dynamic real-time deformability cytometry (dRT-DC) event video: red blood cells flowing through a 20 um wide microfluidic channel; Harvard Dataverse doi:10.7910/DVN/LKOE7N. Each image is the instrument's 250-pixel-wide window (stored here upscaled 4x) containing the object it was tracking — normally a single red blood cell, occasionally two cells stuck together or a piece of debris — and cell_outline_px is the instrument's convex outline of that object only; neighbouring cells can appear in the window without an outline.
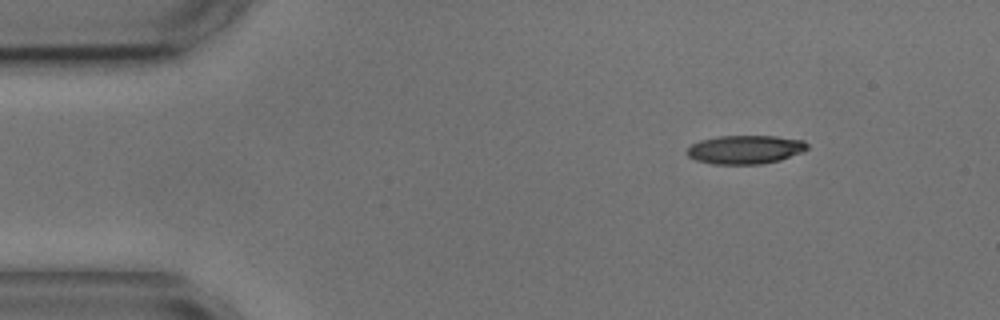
{"species": "common noctule bat (a hibernating species)", "species_latin": "Nyctalus noctula", "temperature_condition": "cold", "stored_images_in_passage": 5, "camera_frame_rate_fps": 3000, "um_per_image_px": 0.085, "animal": {"sex": "male", "body_mass_g": 17.9, "forearm_length_mm": 54.2}, "frame": {"image": 1, "passage_image": 1, "time_ms": 0.0, "image_size_px": [1000, 320], "cell_outline_px": [[808, 148], [804, 152], [780, 160], [760, 164], [712, 164], [696, 160], [688, 156], [684, 152], [692, 144], [700, 140], [720, 136], [776, 136], [804, 140], [808, 144]], "centroid_in_image_um": [63.36, 12.71], "position_along_channel_um": 21.6, "area_um2": 20.23}}
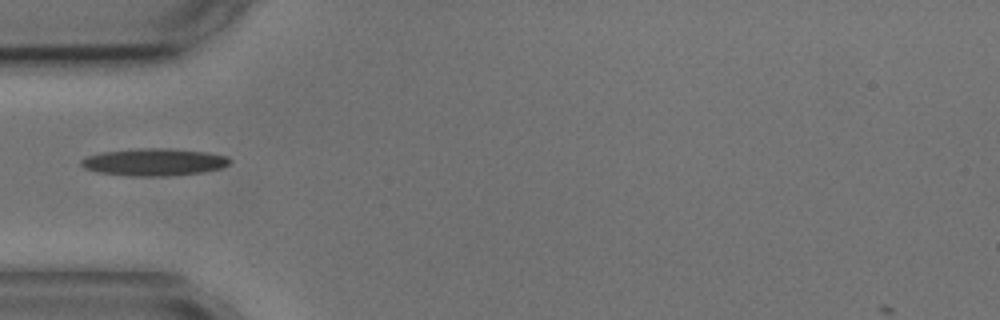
{"frame": {"image": 2, "passage_image": 3, "time_ms": 3.333, "image_size_px": [1000, 320], "cell_outline_px": [[232, 160], [228, 164], [220, 168], [200, 172], [164, 176], [132, 176], [96, 172], [84, 168], [80, 164], [80, 160], [88, 156], [100, 152], [136, 148], [168, 148], [204, 152], [228, 156]], "centroid_in_image_um": [13.05, 13.77], "position_along_channel_um": 72.0, "area_um2": 23.58}}